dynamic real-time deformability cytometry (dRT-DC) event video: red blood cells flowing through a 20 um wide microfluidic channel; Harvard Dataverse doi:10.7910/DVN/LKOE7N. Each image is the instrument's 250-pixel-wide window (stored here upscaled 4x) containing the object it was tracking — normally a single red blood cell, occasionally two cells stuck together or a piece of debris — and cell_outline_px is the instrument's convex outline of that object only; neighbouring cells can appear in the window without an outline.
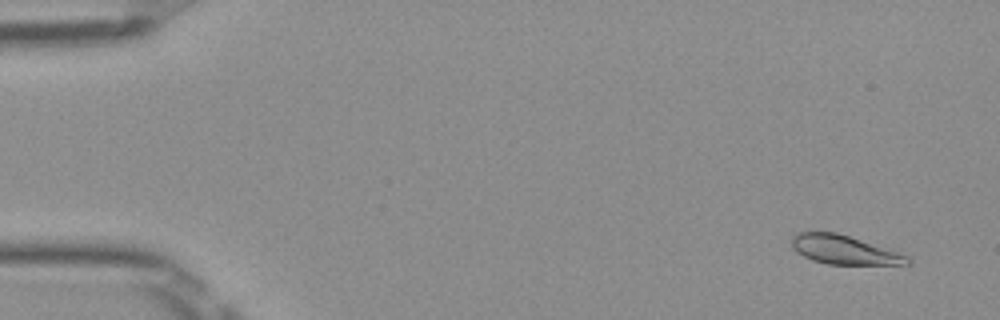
{"species": "Egyptian fruit bat (a non-hibernating species)", "species_latin": "Rousettus aegyptiacus", "temperature_condition": "room temperature", "stored_images_in_passage": 52, "camera_frame_rate_fps": 3000, "um_per_image_px": 0.085, "frame": {"image": 1, "passage_image": 4, "time_ms": 1.0, "image_size_px": [1000, 320], "cell_outline_px": [[912, 264], [828, 264], [812, 260], [796, 252], [792, 248], [792, 236], [796, 232], [812, 228], [836, 232], [908, 256], [912, 260]], "centroid_in_image_um": [71.62, 21.19], "position_along_channel_um": 13.4, "area_um2": 19.71}}
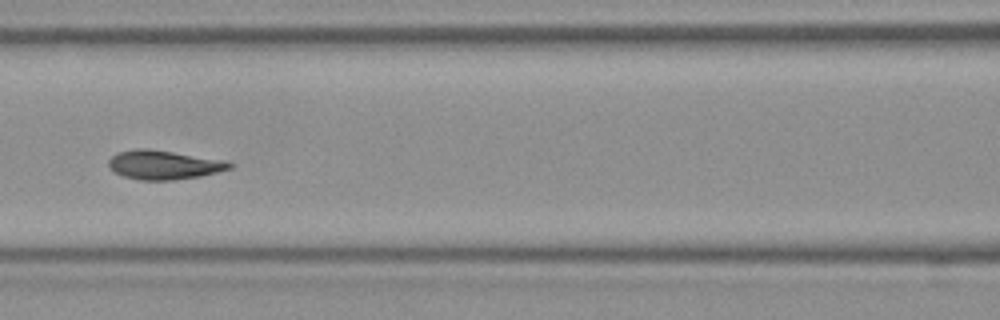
{"frame": {"image": 2, "passage_image": 24, "time_ms": 7.667, "image_size_px": [1000, 320], "cell_outline_px": [[236, 164], [232, 168], [200, 176], [172, 180], [140, 180], [124, 176], [116, 172], [108, 164], [108, 160], [116, 152], [136, 148], [148, 148], [224, 160]], "centroid_in_image_um": [13.93, 14.0], "position_along_channel_um": 152.7, "area_um2": 20.4}}
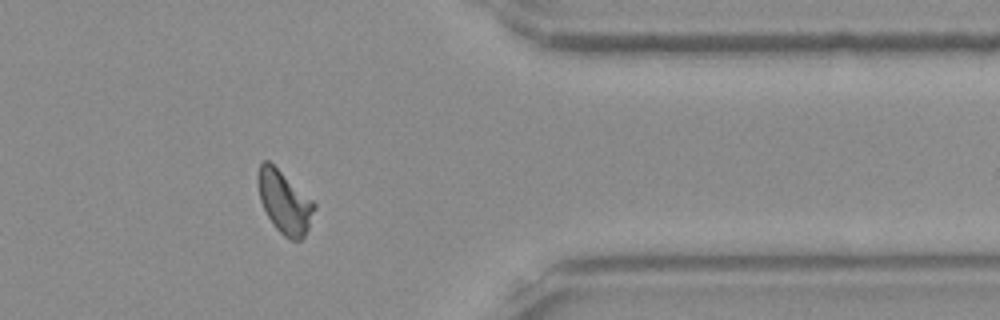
{"frame": {"image": 3, "passage_image": 43, "time_ms": 14.0, "image_size_px": [1000, 320], "cell_outline_px": [[316, 208], [308, 228], [304, 236], [300, 240], [292, 240], [284, 236], [272, 224], [260, 200], [256, 180], [256, 172], [260, 164], [264, 160], [268, 160], [312, 200], [316, 204]], "centroid_in_image_um": [24.15, 17.17], "position_along_channel_um": 387.3, "area_um2": 20.4}, "authors_computed_cell_mechanics": {"area_um2": 20.1433, "velocity_mm_per_s": 3.9529, "shape_relaxation_time_tau1_ms": 5.7779, "shape_relaxation_time_tau2_ms": null, "deformation_change_tau1": 0.1526, "deformation_change_tau2": null}}